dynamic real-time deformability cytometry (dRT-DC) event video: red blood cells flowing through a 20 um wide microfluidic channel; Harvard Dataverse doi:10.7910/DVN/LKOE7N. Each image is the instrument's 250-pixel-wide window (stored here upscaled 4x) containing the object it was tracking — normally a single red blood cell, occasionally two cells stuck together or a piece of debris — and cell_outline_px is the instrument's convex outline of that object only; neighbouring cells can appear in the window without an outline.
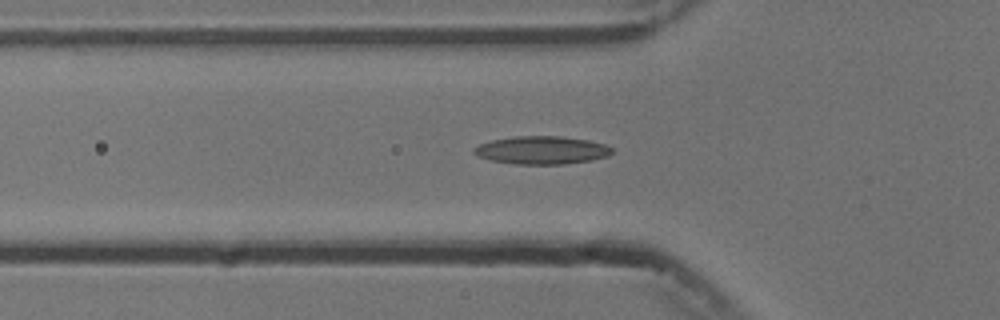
{"species": "common noctule bat (a hibernating species)", "species_latin": "Nyctalus noctula", "temperature_condition": "cold", "stored_images_in_passage": 37, "camera_frame_rate_fps": 3000, "um_per_image_px": 0.085, "animal": {"sex": "male", "body_mass_g": 13.3}, "frame": {"image": 1, "passage_image": 2, "time_ms": 0.333, "image_size_px": [1000, 320], "cell_outline_px": [[612, 152], [608, 156], [592, 160], [564, 164], [516, 164], [492, 160], [476, 156], [472, 152], [472, 148], [480, 144], [492, 140], [516, 136], [560, 136], [588, 140], [604, 144], [612, 148]], "centroid_in_image_um": [46.03, 12.76], "position_along_channel_um": 79.8, "area_um2": 22.48}}
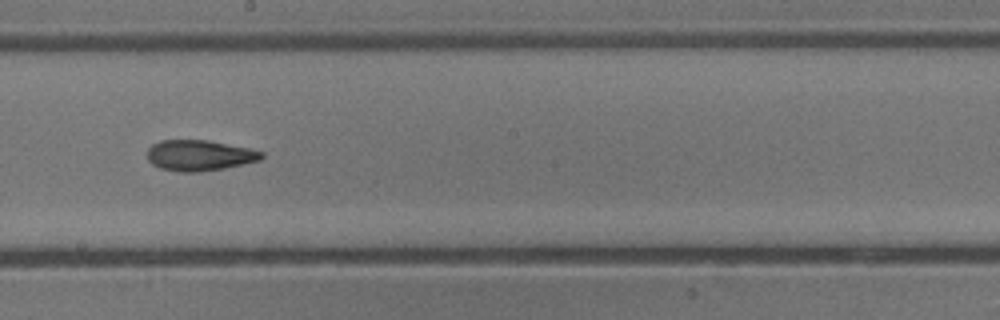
{"frame": {"image": 2, "passage_image": 14, "time_ms": 4.333, "image_size_px": [1000, 320], "cell_outline_px": [[264, 156], [260, 160], [244, 164], [224, 168], [200, 172], [180, 172], [160, 168], [152, 164], [148, 160], [148, 148], [152, 144], [160, 140], [208, 140], [248, 148], [264, 152]], "centroid_in_image_um": [16.95, 13.21], "position_along_channel_um": 231.3, "area_um2": 20.52}}
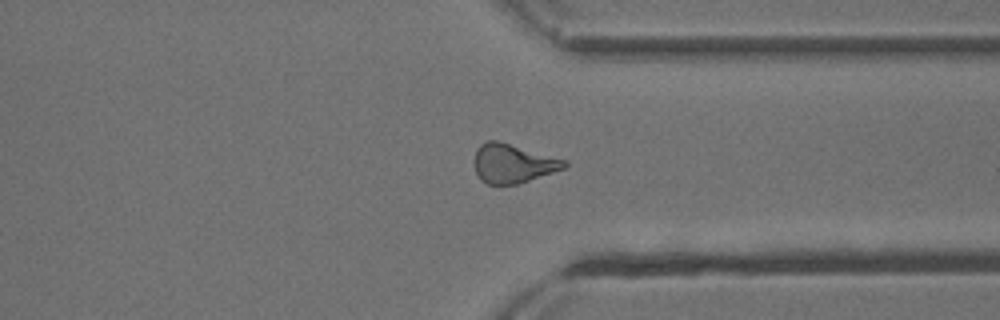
{"frame": {"image": 3, "passage_image": 25, "time_ms": 8.0, "image_size_px": [1000, 320], "cell_outline_px": [[568, 164], [564, 168], [516, 184], [488, 184], [480, 180], [476, 172], [476, 148], [480, 144], [488, 140], [496, 140], [568, 160]], "centroid_in_image_um": [43.6, 13.88], "position_along_channel_um": 367.8, "area_um2": 20.11}, "authors_computed_cell_mechanics": {"area_um2": 20.519, "velocity_mm_per_s": 3.7467, "shape_relaxation_time_tau1_ms": null, "shape_relaxation_time_tau2_ms": 4.9555, "deformation_change_tau1": null, "deformation_change_tau2": 0.1478}}